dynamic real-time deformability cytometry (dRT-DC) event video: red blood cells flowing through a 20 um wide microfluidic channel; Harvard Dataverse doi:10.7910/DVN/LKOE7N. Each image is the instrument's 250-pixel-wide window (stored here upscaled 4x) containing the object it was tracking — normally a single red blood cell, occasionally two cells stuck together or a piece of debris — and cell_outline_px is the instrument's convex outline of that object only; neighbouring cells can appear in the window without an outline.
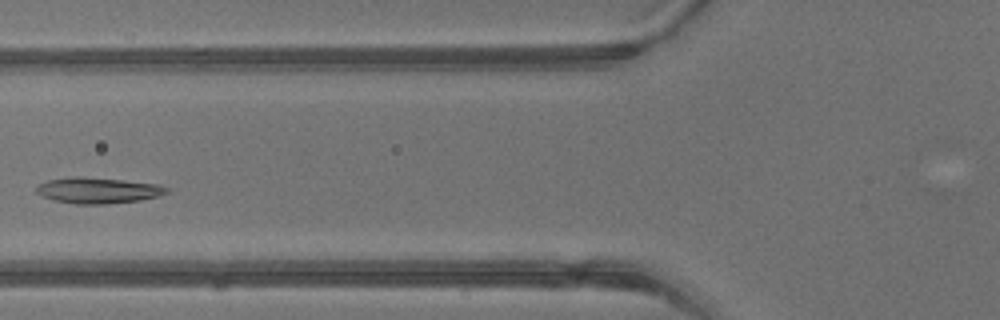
{"species": "common noctule bat (a hibernating species)", "species_latin": "Nyctalus noctula", "temperature_condition": "warm", "stored_images_in_passage": 4, "camera_frame_rate_fps": 3000, "um_per_image_px": 0.085, "animal": {"sex": "male", "body_mass_g": 13.3}, "frame": {"image": 1, "passage_image": 4, "time_ms": 1.0, "image_size_px": [1000, 320], "cell_outline_px": [[168, 192], [160, 196], [140, 200], [104, 204], [76, 204], [52, 200], [36, 192], [36, 188], [40, 184], [48, 180], [72, 176], [80, 176], [124, 180], [160, 184], [168, 188]], "centroid_in_image_um": [8.35, 16.18], "position_along_channel_um": 117.4, "area_um2": 19.71}}